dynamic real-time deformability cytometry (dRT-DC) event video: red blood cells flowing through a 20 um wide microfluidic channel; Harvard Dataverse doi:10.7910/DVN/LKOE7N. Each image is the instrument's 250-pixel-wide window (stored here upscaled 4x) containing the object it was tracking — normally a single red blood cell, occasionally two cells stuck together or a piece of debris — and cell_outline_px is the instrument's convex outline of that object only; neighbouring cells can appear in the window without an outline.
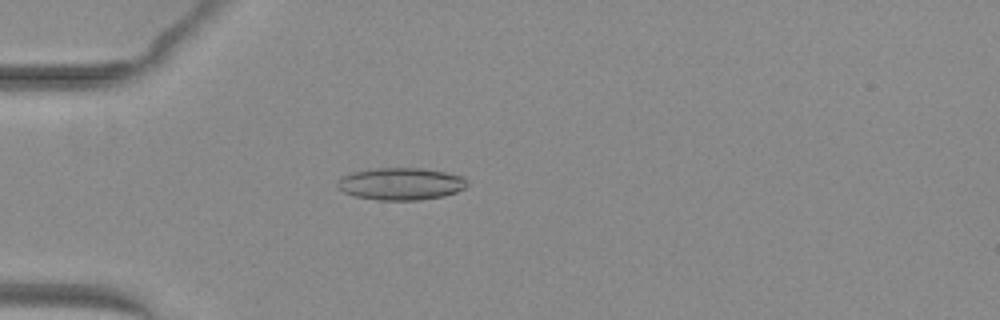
{"species": "common noctule bat (a hibernating species)", "species_latin": "Nyctalus noctula", "temperature_condition": "warm", "stored_images_in_passage": 47, "camera_frame_rate_fps": 3000, "um_per_image_px": 0.085, "animal": {"sex": "female", "body_mass_g": 29.2, "forearm_length_mm": 56.3}, "frame": {"image": 1, "passage_image": 11, "time_ms": 3.333, "image_size_px": [1000, 320], "cell_outline_px": [[468, 184], [464, 188], [456, 192], [444, 196], [420, 200], [376, 200], [356, 196], [344, 192], [336, 184], [344, 176], [352, 172], [376, 168], [424, 168], [464, 176]], "centroid_in_image_um": [34.11, 15.62], "position_along_channel_um": 50.9, "area_um2": 24.28}}
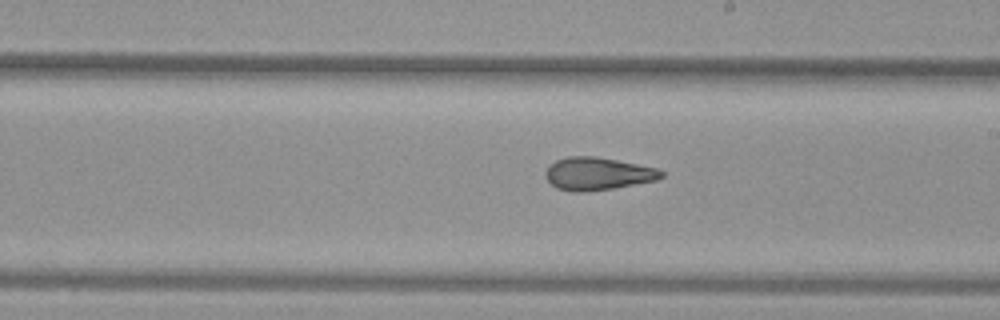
{"frame": {"image": 2, "passage_image": 26, "time_ms": 8.333, "image_size_px": [1000, 320], "cell_outline_px": [[664, 176], [656, 180], [612, 188], [584, 192], [572, 192], [556, 188], [544, 176], [544, 172], [548, 164], [556, 160], [568, 156], [596, 156], [660, 168], [664, 172]], "centroid_in_image_um": [50.78, 14.75], "position_along_channel_um": 238.2, "area_um2": 22.31}}
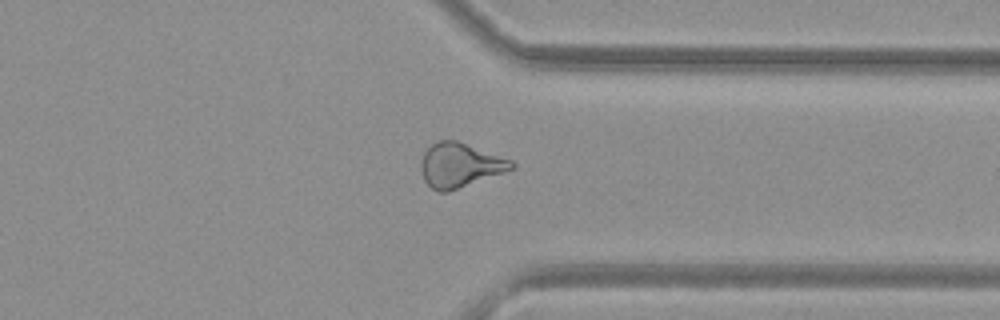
{"frame": {"image": 3, "passage_image": 36, "time_ms": 11.667, "image_size_px": [1000, 320], "cell_outline_px": [[516, 168], [448, 192], [440, 192], [432, 188], [424, 180], [420, 168], [420, 164], [424, 152], [436, 140], [456, 140], [512, 160], [516, 164]], "centroid_in_image_um": [39.09, 14.04], "position_along_channel_um": 372.3, "area_um2": 23.35}, "authors_computed_cell_mechanics": {"area_um2": 23.4668, "velocity_mm_per_s": 4.0601, "shape_relaxation_time_tau1_ms": null, "shape_relaxation_time_tau2_ms": 2.6339, "deformation_change_tau1": null, "deformation_change_tau2": 0.1233}}